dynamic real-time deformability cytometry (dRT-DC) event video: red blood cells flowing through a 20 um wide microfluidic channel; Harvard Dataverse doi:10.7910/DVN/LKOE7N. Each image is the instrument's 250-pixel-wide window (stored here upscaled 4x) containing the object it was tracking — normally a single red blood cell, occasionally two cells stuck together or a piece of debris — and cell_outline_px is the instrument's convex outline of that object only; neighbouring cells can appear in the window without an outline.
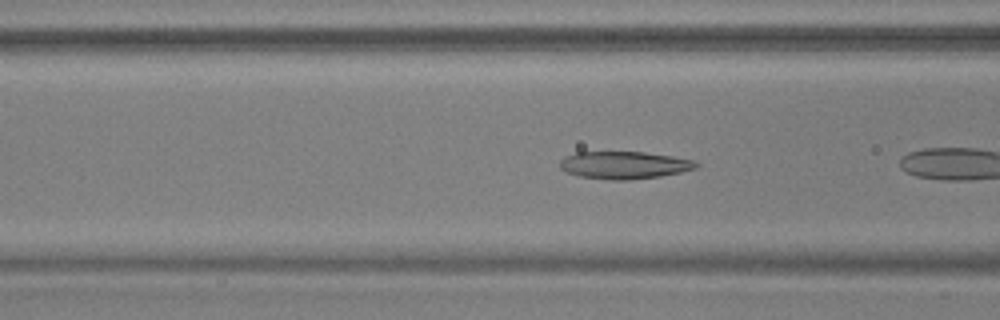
{"species": "common noctule bat (a hibernating species)", "species_latin": "Nyctalus noctula", "temperature_condition": "warm", "stored_images_in_passage": 20, "camera_frame_rate_fps": 3000, "um_per_image_px": 0.085, "animal": {"sex": "male", "body_mass_g": 17.9, "forearm_length_mm": 54.2}, "frame": {"image": 1, "passage_image": 17, "time_ms": 5.333, "image_size_px": [1000, 320], "cell_outline_px": [[700, 164], [696, 168], [680, 172], [660, 176], [632, 180], [608, 180], [580, 176], [568, 172], [560, 168], [560, 160], [564, 156], [576, 152], [644, 152], [672, 156], [692, 160]], "centroid_in_image_um": [53.04, 14.03], "position_along_channel_um": 113.6, "area_um2": 21.79}}